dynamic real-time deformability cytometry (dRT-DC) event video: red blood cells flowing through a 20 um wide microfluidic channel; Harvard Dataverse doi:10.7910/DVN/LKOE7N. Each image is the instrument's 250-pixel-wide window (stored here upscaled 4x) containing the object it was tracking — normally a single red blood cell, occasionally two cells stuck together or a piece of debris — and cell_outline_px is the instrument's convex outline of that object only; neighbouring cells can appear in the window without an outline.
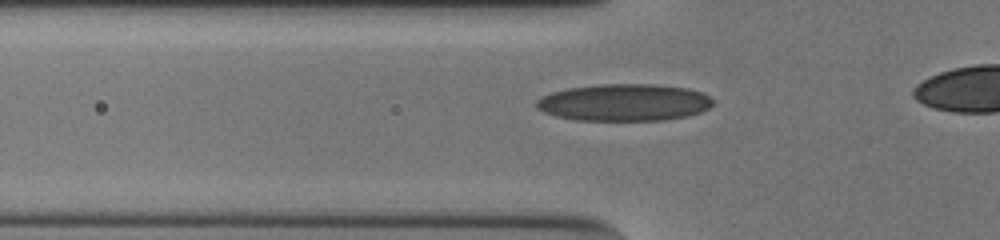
{"species": "human", "species_latin": "Homo sapiens", "temperature_condition": "cold", "stored_images_in_passage": 35, "camera_frame_rate_fps": 3000, "um_per_image_px": 0.085, "donor": {"sex": "male"}, "frame": {"image": 1, "passage_image": 7, "time_ms": 2.0, "image_size_px": [1000, 240], "cell_outline_px": [[712, 104], [708, 108], [700, 112], [688, 116], [664, 120], [576, 120], [556, 116], [544, 112], [536, 108], [536, 100], [540, 96], [552, 92], [568, 88], [600, 84], [652, 84], [688, 88], [704, 92], [712, 100]], "centroid_in_image_um": [53.04, 8.7], "position_along_channel_um": 72.8, "area_um2": 38.21}}
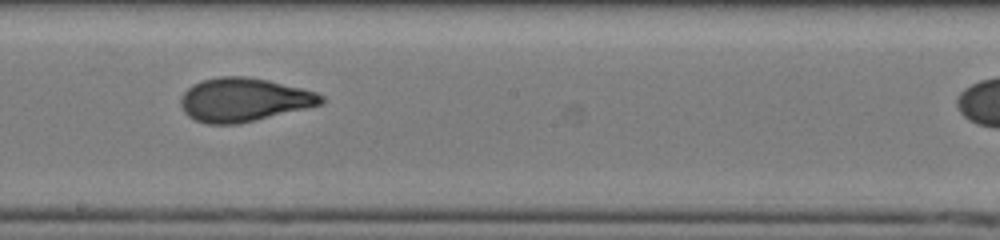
{"frame": {"image": 2, "passage_image": 19, "time_ms": 6.0, "image_size_px": [1000, 240], "cell_outline_px": [[324, 100], [320, 104], [240, 124], [208, 124], [196, 120], [188, 116], [184, 112], [180, 104], [180, 96], [192, 84], [204, 80], [220, 76], [244, 76], [268, 80], [316, 92], [324, 96]], "centroid_in_image_um": [20.67, 8.48], "position_along_channel_um": 227.5, "area_um2": 35.43}}
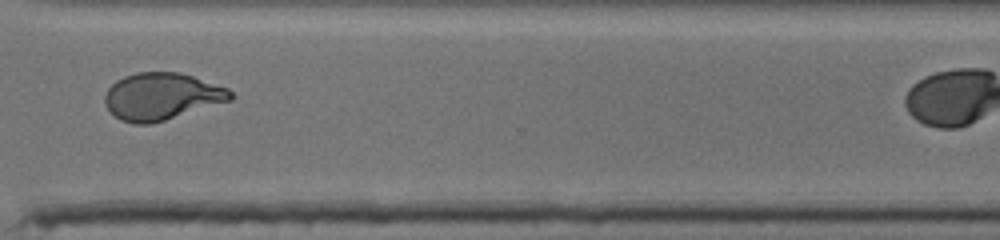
{"frame": {"image": 3, "passage_image": 29, "time_ms": 9.333, "image_size_px": [1000, 240], "cell_outline_px": [[236, 96], [232, 100], [152, 124], [132, 124], [120, 120], [104, 104], [104, 96], [108, 88], [116, 80], [124, 76], [136, 72], [180, 72], [228, 88]], "centroid_in_image_um": [13.74, 8.2], "position_along_channel_um": 356.9, "area_um2": 34.62}, "authors_computed_cell_mechanics": {"area_um2": 35.3158, "velocity_mm_per_s": 3.8815, "shape_relaxation_time_tau1_ms": 4.8688, "shape_relaxation_time_tau2_ms": 0.9115, "deformation_change_tau1": 0.2028, "deformation_change_tau2": 0.0621}}